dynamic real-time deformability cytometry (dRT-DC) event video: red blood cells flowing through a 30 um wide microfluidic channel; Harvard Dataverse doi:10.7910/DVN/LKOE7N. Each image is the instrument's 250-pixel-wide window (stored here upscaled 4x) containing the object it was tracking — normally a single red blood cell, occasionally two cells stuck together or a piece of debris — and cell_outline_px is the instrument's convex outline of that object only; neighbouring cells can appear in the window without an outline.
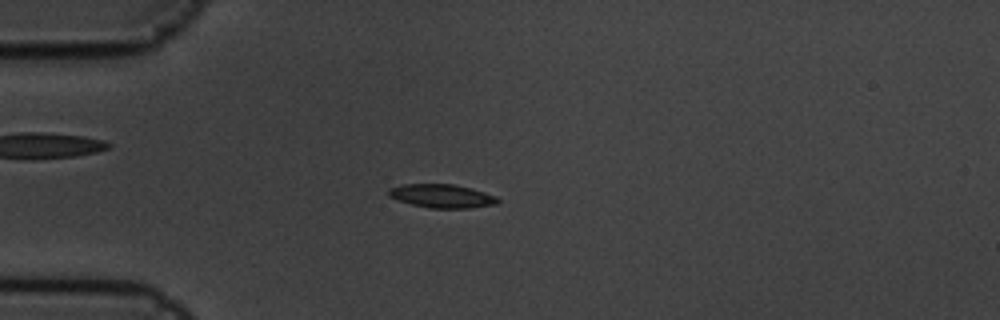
{"species": "common noctule bat (a hibernating species)", "species_latin": "Nyctalus noctula", "temperature_condition": "cold", "stored_images_in_passage": 7, "camera_frame_rate_fps": 3000, "um_per_image_px": 0.085, "animal": {"sex": "male", "body_mass_g": 19.5, "forearm_length_mm": 54.6}, "frame": {"image": 1, "passage_image": 4, "time_ms": 1.0, "image_size_px": [1000, 320], "cell_outline_px": [[500, 200], [496, 204], [468, 208], [428, 208], [412, 204], [388, 196], [388, 188], [400, 184], [452, 184], [472, 188], [496, 196]], "centroid_in_image_um": [37.55, 16.65], "position_along_channel_um": 47.5, "area_um2": 14.97}}
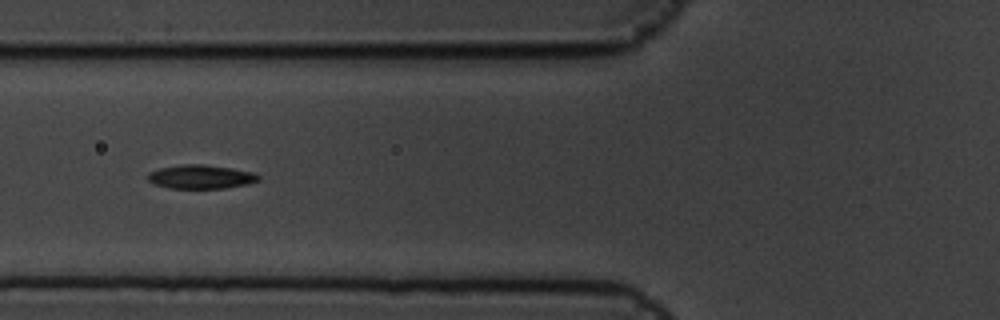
{"frame": {"image": 2, "passage_image": 6, "time_ms": 1.667, "image_size_px": [1000, 320], "cell_outline_px": [[260, 180], [248, 184], [224, 188], [168, 188], [156, 184], [148, 180], [148, 172], [160, 168], [180, 164], [204, 164], [232, 168], [252, 172], [260, 176]], "centroid_in_image_um": [17.08, 15.02], "position_along_channel_um": 108.7, "area_um2": 15.37}}
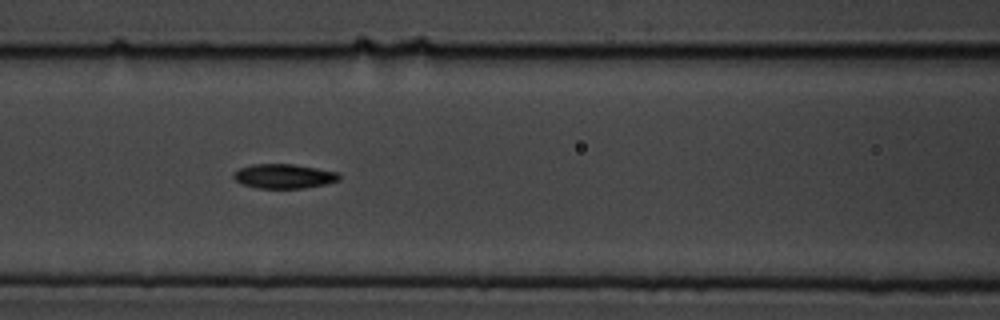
{"frame": {"image": 3, "passage_image": 7, "time_ms": 2.0, "image_size_px": [1000, 320], "cell_outline_px": [[340, 180], [324, 184], [304, 188], [256, 188], [240, 184], [232, 176], [240, 168], [252, 164], [292, 164], [340, 172]], "centroid_in_image_um": [24.14, 14.98], "position_along_channel_um": 142.5, "area_um2": 15.03}}